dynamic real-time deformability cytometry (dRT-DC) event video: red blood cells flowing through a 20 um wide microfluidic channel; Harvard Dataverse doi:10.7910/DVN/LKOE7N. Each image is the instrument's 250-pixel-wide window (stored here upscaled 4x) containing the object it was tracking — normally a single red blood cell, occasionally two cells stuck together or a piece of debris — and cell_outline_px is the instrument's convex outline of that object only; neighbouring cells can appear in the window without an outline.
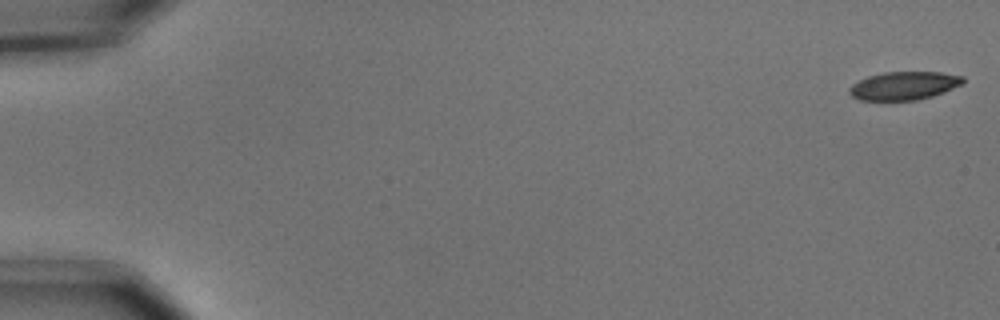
{"species": "common noctule bat (a hibernating species)", "species_latin": "Nyctalus noctula", "temperature_condition": "cold", "stored_images_in_passage": 46, "camera_frame_rate_fps": 3000, "um_per_image_px": 0.085, "animal": {"sex": "male", "body_mass_g": 15.6}, "frame": {"image": 1, "passage_image": 1, "time_ms": 0.0, "image_size_px": [1000, 320], "cell_outline_px": [[964, 84], [944, 92], [932, 96], [916, 100], [860, 100], [852, 96], [848, 92], [848, 88], [852, 84], [868, 76], [884, 72], [940, 72], [964, 76]], "centroid_in_image_um": [76.85, 7.28], "position_along_channel_um": 8.1, "area_um2": 18.79}}
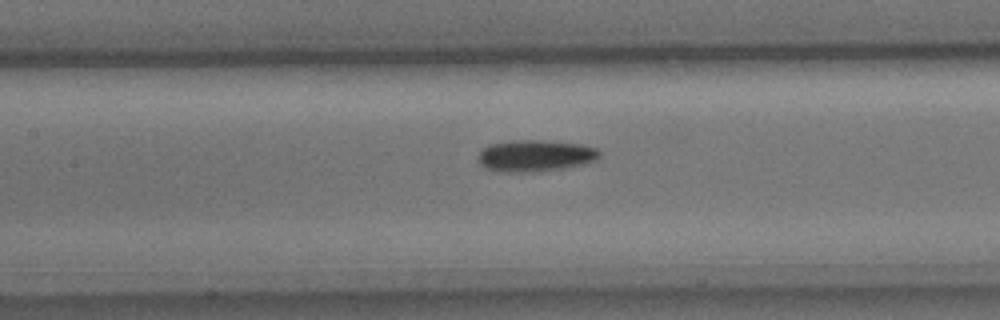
{"frame": {"image": 2, "passage_image": 26, "time_ms": 8.333, "image_size_px": [1000, 320], "cell_outline_px": [[600, 156], [596, 160], [564, 168], [516, 172], [508, 172], [488, 168], [480, 164], [476, 156], [488, 144], [512, 140], [552, 140], [580, 144], [596, 148], [600, 152]], "centroid_in_image_um": [45.49, 13.2], "position_along_channel_um": 161.9, "area_um2": 22.14}}
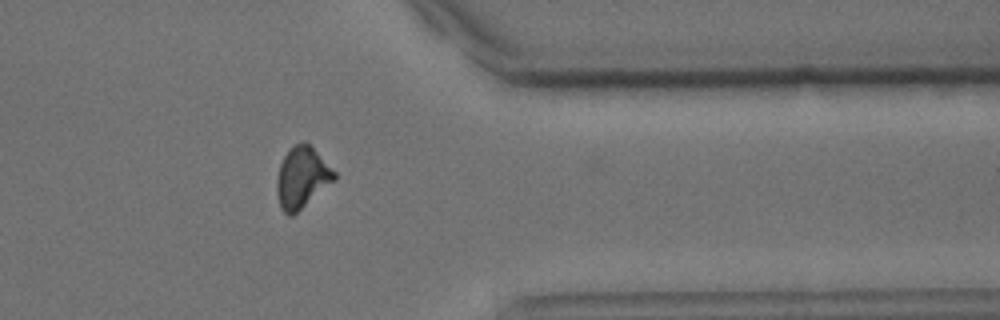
{"frame": {"image": 3, "passage_image": 45, "time_ms": 14.667, "image_size_px": [1000, 320], "cell_outline_px": [[336, 180], [292, 216], [288, 216], [280, 208], [276, 188], [276, 180], [280, 164], [288, 148], [292, 144], [300, 140], [304, 140], [336, 172]], "centroid_in_image_um": [25.65, 15.08], "position_along_channel_um": 385.8, "area_um2": 20.63}, "authors_computed_cell_mechanics": {"area_um2": 20.7791, "velocity_mm_per_s": 3.6877, "shape_relaxation_time_tau1_ms": 3.4288, "shape_relaxation_time_tau2_ms": null, "deformation_change_tau1": 0.1086, "deformation_change_tau2": null}}